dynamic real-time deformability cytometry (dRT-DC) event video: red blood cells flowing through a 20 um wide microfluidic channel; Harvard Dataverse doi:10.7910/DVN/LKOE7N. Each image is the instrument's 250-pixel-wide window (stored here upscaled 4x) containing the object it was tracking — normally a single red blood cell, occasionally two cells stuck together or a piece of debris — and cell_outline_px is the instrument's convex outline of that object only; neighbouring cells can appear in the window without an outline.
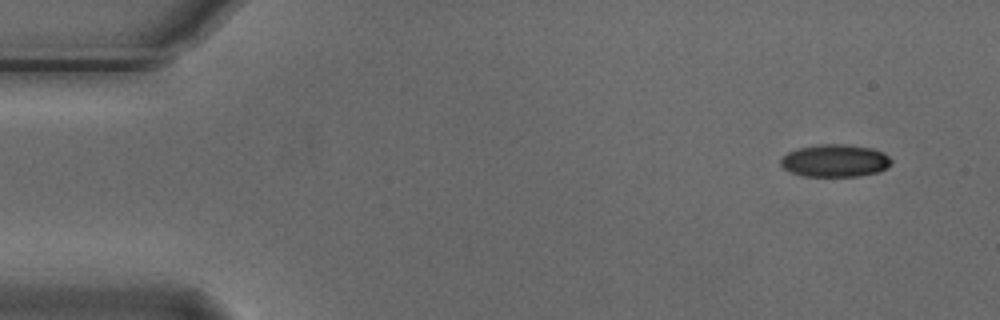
{"species": "Egyptian fruit bat (a non-hibernating species)", "species_latin": "Rousettus aegyptiacus", "temperature_condition": "cold", "stored_images_in_passage": 6, "camera_frame_rate_fps": 3000, "um_per_image_px": 0.085, "animal": {"sex": "male"}, "frame": {"image": 1, "passage_image": 1, "time_ms": 0.0, "image_size_px": [1000, 320], "cell_outline_px": [[892, 164], [888, 168], [880, 172], [860, 176], [804, 176], [792, 172], [784, 168], [780, 164], [780, 160], [788, 152], [800, 148], [820, 144], [848, 144], [872, 148], [884, 152], [892, 160]], "centroid_in_image_um": [71.04, 13.66], "position_along_channel_um": 14.0, "area_um2": 21.1}}
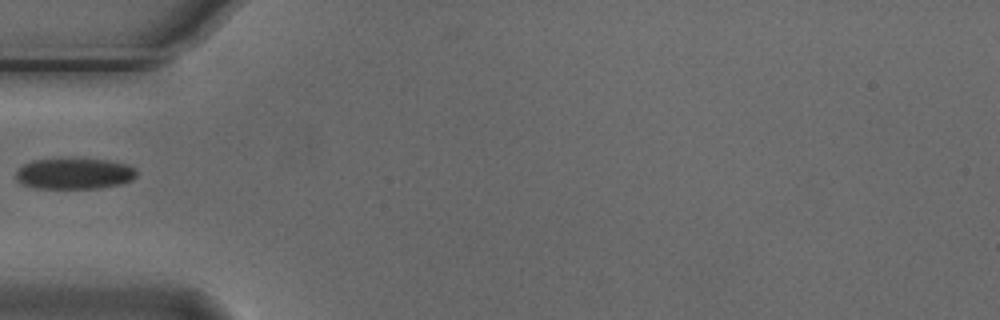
{"frame": {"image": 2, "passage_image": 5, "time_ms": 1.333, "image_size_px": [1000, 320], "cell_outline_px": [[136, 176], [132, 180], [120, 184], [100, 188], [36, 188], [24, 184], [16, 180], [16, 168], [32, 160], [64, 156], [108, 160], [128, 164], [136, 168]], "centroid_in_image_um": [6.3, 14.71], "position_along_channel_um": 78.7, "area_um2": 22.66}}
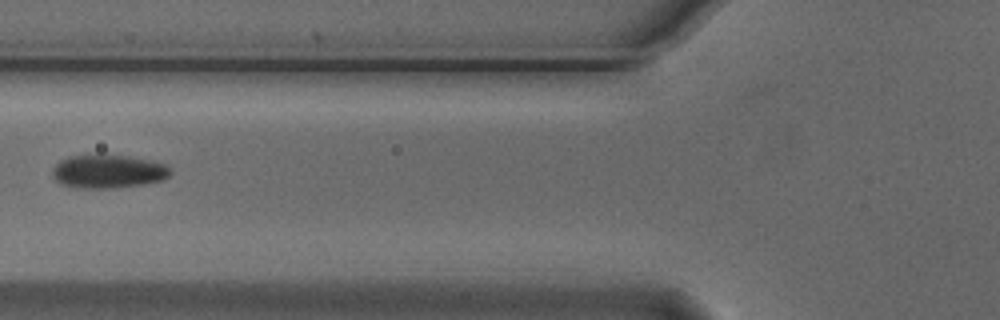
{"frame": {"image": 3, "passage_image": 6, "time_ms": 1.667, "image_size_px": [1000, 320], "cell_outline_px": [[172, 172], [164, 180], [144, 184], [112, 188], [84, 188], [60, 184], [52, 176], [52, 168], [60, 160], [68, 156], [104, 152], [128, 156], [148, 160], [164, 164]], "centroid_in_image_um": [9.15, 14.54], "position_along_channel_um": 116.6, "area_um2": 23.52}}